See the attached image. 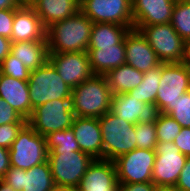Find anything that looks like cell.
Here are the masks:
<instances>
[{
    "instance_id": "obj_47",
    "label": "cell",
    "mask_w": 190,
    "mask_h": 191,
    "mask_svg": "<svg viewBox=\"0 0 190 191\" xmlns=\"http://www.w3.org/2000/svg\"><path fill=\"white\" fill-rule=\"evenodd\" d=\"M24 3H29L31 0H23Z\"/></svg>"
},
{
    "instance_id": "obj_43",
    "label": "cell",
    "mask_w": 190,
    "mask_h": 191,
    "mask_svg": "<svg viewBox=\"0 0 190 191\" xmlns=\"http://www.w3.org/2000/svg\"><path fill=\"white\" fill-rule=\"evenodd\" d=\"M183 63L190 69V40L185 42V57Z\"/></svg>"
},
{
    "instance_id": "obj_29",
    "label": "cell",
    "mask_w": 190,
    "mask_h": 191,
    "mask_svg": "<svg viewBox=\"0 0 190 191\" xmlns=\"http://www.w3.org/2000/svg\"><path fill=\"white\" fill-rule=\"evenodd\" d=\"M45 137L46 147L49 151H81L75 139L72 128L54 131Z\"/></svg>"
},
{
    "instance_id": "obj_27",
    "label": "cell",
    "mask_w": 190,
    "mask_h": 191,
    "mask_svg": "<svg viewBox=\"0 0 190 191\" xmlns=\"http://www.w3.org/2000/svg\"><path fill=\"white\" fill-rule=\"evenodd\" d=\"M161 79V64L154 69L148 70L143 75V81L128 94L136 97V100L146 104H155L156 95Z\"/></svg>"
},
{
    "instance_id": "obj_22",
    "label": "cell",
    "mask_w": 190,
    "mask_h": 191,
    "mask_svg": "<svg viewBox=\"0 0 190 191\" xmlns=\"http://www.w3.org/2000/svg\"><path fill=\"white\" fill-rule=\"evenodd\" d=\"M29 4L47 29L53 23L62 21L78 12L80 0H31Z\"/></svg>"
},
{
    "instance_id": "obj_2",
    "label": "cell",
    "mask_w": 190,
    "mask_h": 191,
    "mask_svg": "<svg viewBox=\"0 0 190 191\" xmlns=\"http://www.w3.org/2000/svg\"><path fill=\"white\" fill-rule=\"evenodd\" d=\"M112 93L104 75H93L72 89L75 116L99 118L111 110Z\"/></svg>"
},
{
    "instance_id": "obj_41",
    "label": "cell",
    "mask_w": 190,
    "mask_h": 191,
    "mask_svg": "<svg viewBox=\"0 0 190 191\" xmlns=\"http://www.w3.org/2000/svg\"><path fill=\"white\" fill-rule=\"evenodd\" d=\"M11 40L4 36H0V65L2 64L3 60L7 57V55L11 51Z\"/></svg>"
},
{
    "instance_id": "obj_19",
    "label": "cell",
    "mask_w": 190,
    "mask_h": 191,
    "mask_svg": "<svg viewBox=\"0 0 190 191\" xmlns=\"http://www.w3.org/2000/svg\"><path fill=\"white\" fill-rule=\"evenodd\" d=\"M46 28L29 3H23L16 12L13 20L11 42L47 40Z\"/></svg>"
},
{
    "instance_id": "obj_4",
    "label": "cell",
    "mask_w": 190,
    "mask_h": 191,
    "mask_svg": "<svg viewBox=\"0 0 190 191\" xmlns=\"http://www.w3.org/2000/svg\"><path fill=\"white\" fill-rule=\"evenodd\" d=\"M28 88L32 109L49 101L71 99L72 94V88L63 81L49 61L30 72Z\"/></svg>"
},
{
    "instance_id": "obj_18",
    "label": "cell",
    "mask_w": 190,
    "mask_h": 191,
    "mask_svg": "<svg viewBox=\"0 0 190 191\" xmlns=\"http://www.w3.org/2000/svg\"><path fill=\"white\" fill-rule=\"evenodd\" d=\"M118 185L114 161L95 159L76 189L77 191H117Z\"/></svg>"
},
{
    "instance_id": "obj_20",
    "label": "cell",
    "mask_w": 190,
    "mask_h": 191,
    "mask_svg": "<svg viewBox=\"0 0 190 191\" xmlns=\"http://www.w3.org/2000/svg\"><path fill=\"white\" fill-rule=\"evenodd\" d=\"M71 128L82 152L94 159H103L102 133L98 118L76 116Z\"/></svg>"
},
{
    "instance_id": "obj_30",
    "label": "cell",
    "mask_w": 190,
    "mask_h": 191,
    "mask_svg": "<svg viewBox=\"0 0 190 191\" xmlns=\"http://www.w3.org/2000/svg\"><path fill=\"white\" fill-rule=\"evenodd\" d=\"M157 140L161 142H173L181 132V125L168 114L160 113L155 121Z\"/></svg>"
},
{
    "instance_id": "obj_37",
    "label": "cell",
    "mask_w": 190,
    "mask_h": 191,
    "mask_svg": "<svg viewBox=\"0 0 190 191\" xmlns=\"http://www.w3.org/2000/svg\"><path fill=\"white\" fill-rule=\"evenodd\" d=\"M173 142L182 154L190 156V127H182Z\"/></svg>"
},
{
    "instance_id": "obj_1",
    "label": "cell",
    "mask_w": 190,
    "mask_h": 191,
    "mask_svg": "<svg viewBox=\"0 0 190 191\" xmlns=\"http://www.w3.org/2000/svg\"><path fill=\"white\" fill-rule=\"evenodd\" d=\"M93 22L80 10L46 30L49 53L87 52Z\"/></svg>"
},
{
    "instance_id": "obj_3",
    "label": "cell",
    "mask_w": 190,
    "mask_h": 191,
    "mask_svg": "<svg viewBox=\"0 0 190 191\" xmlns=\"http://www.w3.org/2000/svg\"><path fill=\"white\" fill-rule=\"evenodd\" d=\"M98 119L102 133L104 160L114 161L137 148L134 124L119 118L111 111Z\"/></svg>"
},
{
    "instance_id": "obj_45",
    "label": "cell",
    "mask_w": 190,
    "mask_h": 191,
    "mask_svg": "<svg viewBox=\"0 0 190 191\" xmlns=\"http://www.w3.org/2000/svg\"><path fill=\"white\" fill-rule=\"evenodd\" d=\"M155 191H179L175 187L156 186Z\"/></svg>"
},
{
    "instance_id": "obj_40",
    "label": "cell",
    "mask_w": 190,
    "mask_h": 191,
    "mask_svg": "<svg viewBox=\"0 0 190 191\" xmlns=\"http://www.w3.org/2000/svg\"><path fill=\"white\" fill-rule=\"evenodd\" d=\"M10 167L9 149L0 146V180L5 177Z\"/></svg>"
},
{
    "instance_id": "obj_32",
    "label": "cell",
    "mask_w": 190,
    "mask_h": 191,
    "mask_svg": "<svg viewBox=\"0 0 190 191\" xmlns=\"http://www.w3.org/2000/svg\"><path fill=\"white\" fill-rule=\"evenodd\" d=\"M30 70L19 60H17L11 53L3 60L0 65V73L10 76L15 79L28 81L30 77Z\"/></svg>"
},
{
    "instance_id": "obj_38",
    "label": "cell",
    "mask_w": 190,
    "mask_h": 191,
    "mask_svg": "<svg viewBox=\"0 0 190 191\" xmlns=\"http://www.w3.org/2000/svg\"><path fill=\"white\" fill-rule=\"evenodd\" d=\"M175 188L179 191H190V156L186 159Z\"/></svg>"
},
{
    "instance_id": "obj_10",
    "label": "cell",
    "mask_w": 190,
    "mask_h": 191,
    "mask_svg": "<svg viewBox=\"0 0 190 191\" xmlns=\"http://www.w3.org/2000/svg\"><path fill=\"white\" fill-rule=\"evenodd\" d=\"M79 10L93 23H114L134 28L132 0H80Z\"/></svg>"
},
{
    "instance_id": "obj_16",
    "label": "cell",
    "mask_w": 190,
    "mask_h": 191,
    "mask_svg": "<svg viewBox=\"0 0 190 191\" xmlns=\"http://www.w3.org/2000/svg\"><path fill=\"white\" fill-rule=\"evenodd\" d=\"M176 0H132L134 29L171 22Z\"/></svg>"
},
{
    "instance_id": "obj_15",
    "label": "cell",
    "mask_w": 190,
    "mask_h": 191,
    "mask_svg": "<svg viewBox=\"0 0 190 191\" xmlns=\"http://www.w3.org/2000/svg\"><path fill=\"white\" fill-rule=\"evenodd\" d=\"M119 118L131 124L155 122L160 114L156 104H146L128 93L112 96L111 110Z\"/></svg>"
},
{
    "instance_id": "obj_11",
    "label": "cell",
    "mask_w": 190,
    "mask_h": 191,
    "mask_svg": "<svg viewBox=\"0 0 190 191\" xmlns=\"http://www.w3.org/2000/svg\"><path fill=\"white\" fill-rule=\"evenodd\" d=\"M156 152L135 148L114 160L118 183L152 182Z\"/></svg>"
},
{
    "instance_id": "obj_7",
    "label": "cell",
    "mask_w": 190,
    "mask_h": 191,
    "mask_svg": "<svg viewBox=\"0 0 190 191\" xmlns=\"http://www.w3.org/2000/svg\"><path fill=\"white\" fill-rule=\"evenodd\" d=\"M190 91V69L183 63H161V79L155 104L168 114L175 102Z\"/></svg>"
},
{
    "instance_id": "obj_34",
    "label": "cell",
    "mask_w": 190,
    "mask_h": 191,
    "mask_svg": "<svg viewBox=\"0 0 190 191\" xmlns=\"http://www.w3.org/2000/svg\"><path fill=\"white\" fill-rule=\"evenodd\" d=\"M26 123H8L0 125V146L10 149L18 132Z\"/></svg>"
},
{
    "instance_id": "obj_14",
    "label": "cell",
    "mask_w": 190,
    "mask_h": 191,
    "mask_svg": "<svg viewBox=\"0 0 190 191\" xmlns=\"http://www.w3.org/2000/svg\"><path fill=\"white\" fill-rule=\"evenodd\" d=\"M2 181L15 191H48L55 185L48 160L28 170L10 167Z\"/></svg>"
},
{
    "instance_id": "obj_21",
    "label": "cell",
    "mask_w": 190,
    "mask_h": 191,
    "mask_svg": "<svg viewBox=\"0 0 190 191\" xmlns=\"http://www.w3.org/2000/svg\"><path fill=\"white\" fill-rule=\"evenodd\" d=\"M0 97L15 109L24 119L33 111L30 103L28 81L15 79L0 73Z\"/></svg>"
},
{
    "instance_id": "obj_36",
    "label": "cell",
    "mask_w": 190,
    "mask_h": 191,
    "mask_svg": "<svg viewBox=\"0 0 190 191\" xmlns=\"http://www.w3.org/2000/svg\"><path fill=\"white\" fill-rule=\"evenodd\" d=\"M16 9L0 10V36L11 39Z\"/></svg>"
},
{
    "instance_id": "obj_33",
    "label": "cell",
    "mask_w": 190,
    "mask_h": 191,
    "mask_svg": "<svg viewBox=\"0 0 190 191\" xmlns=\"http://www.w3.org/2000/svg\"><path fill=\"white\" fill-rule=\"evenodd\" d=\"M181 127H190V91L183 94L168 113Z\"/></svg>"
},
{
    "instance_id": "obj_13",
    "label": "cell",
    "mask_w": 190,
    "mask_h": 191,
    "mask_svg": "<svg viewBox=\"0 0 190 191\" xmlns=\"http://www.w3.org/2000/svg\"><path fill=\"white\" fill-rule=\"evenodd\" d=\"M48 61L72 89L94 75L87 52L49 53Z\"/></svg>"
},
{
    "instance_id": "obj_35",
    "label": "cell",
    "mask_w": 190,
    "mask_h": 191,
    "mask_svg": "<svg viewBox=\"0 0 190 191\" xmlns=\"http://www.w3.org/2000/svg\"><path fill=\"white\" fill-rule=\"evenodd\" d=\"M8 123H27V120L0 97V125Z\"/></svg>"
},
{
    "instance_id": "obj_44",
    "label": "cell",
    "mask_w": 190,
    "mask_h": 191,
    "mask_svg": "<svg viewBox=\"0 0 190 191\" xmlns=\"http://www.w3.org/2000/svg\"><path fill=\"white\" fill-rule=\"evenodd\" d=\"M48 191H77L76 188L73 187H65L60 185H54Z\"/></svg>"
},
{
    "instance_id": "obj_39",
    "label": "cell",
    "mask_w": 190,
    "mask_h": 191,
    "mask_svg": "<svg viewBox=\"0 0 190 191\" xmlns=\"http://www.w3.org/2000/svg\"><path fill=\"white\" fill-rule=\"evenodd\" d=\"M153 182L119 183L117 191H155Z\"/></svg>"
},
{
    "instance_id": "obj_26",
    "label": "cell",
    "mask_w": 190,
    "mask_h": 191,
    "mask_svg": "<svg viewBox=\"0 0 190 191\" xmlns=\"http://www.w3.org/2000/svg\"><path fill=\"white\" fill-rule=\"evenodd\" d=\"M130 28L114 23H93L88 49L121 44Z\"/></svg>"
},
{
    "instance_id": "obj_23",
    "label": "cell",
    "mask_w": 190,
    "mask_h": 191,
    "mask_svg": "<svg viewBox=\"0 0 190 191\" xmlns=\"http://www.w3.org/2000/svg\"><path fill=\"white\" fill-rule=\"evenodd\" d=\"M90 67L94 75H105L126 62L125 42L114 46L88 49Z\"/></svg>"
},
{
    "instance_id": "obj_42",
    "label": "cell",
    "mask_w": 190,
    "mask_h": 191,
    "mask_svg": "<svg viewBox=\"0 0 190 191\" xmlns=\"http://www.w3.org/2000/svg\"><path fill=\"white\" fill-rule=\"evenodd\" d=\"M24 3L23 0H0V10L16 9Z\"/></svg>"
},
{
    "instance_id": "obj_17",
    "label": "cell",
    "mask_w": 190,
    "mask_h": 191,
    "mask_svg": "<svg viewBox=\"0 0 190 191\" xmlns=\"http://www.w3.org/2000/svg\"><path fill=\"white\" fill-rule=\"evenodd\" d=\"M126 62L138 71L145 73L161 64L156 53L151 48L139 30L130 29L124 38Z\"/></svg>"
},
{
    "instance_id": "obj_6",
    "label": "cell",
    "mask_w": 190,
    "mask_h": 191,
    "mask_svg": "<svg viewBox=\"0 0 190 191\" xmlns=\"http://www.w3.org/2000/svg\"><path fill=\"white\" fill-rule=\"evenodd\" d=\"M10 166L28 170L46 162L48 150L45 137L37 133L28 123L18 132L9 149Z\"/></svg>"
},
{
    "instance_id": "obj_8",
    "label": "cell",
    "mask_w": 190,
    "mask_h": 191,
    "mask_svg": "<svg viewBox=\"0 0 190 191\" xmlns=\"http://www.w3.org/2000/svg\"><path fill=\"white\" fill-rule=\"evenodd\" d=\"M75 117L71 99H58L34 108L27 123L41 136H46L71 128Z\"/></svg>"
},
{
    "instance_id": "obj_46",
    "label": "cell",
    "mask_w": 190,
    "mask_h": 191,
    "mask_svg": "<svg viewBox=\"0 0 190 191\" xmlns=\"http://www.w3.org/2000/svg\"><path fill=\"white\" fill-rule=\"evenodd\" d=\"M0 191H15L11 186H8L4 181L0 180Z\"/></svg>"
},
{
    "instance_id": "obj_31",
    "label": "cell",
    "mask_w": 190,
    "mask_h": 191,
    "mask_svg": "<svg viewBox=\"0 0 190 191\" xmlns=\"http://www.w3.org/2000/svg\"><path fill=\"white\" fill-rule=\"evenodd\" d=\"M135 137H136L137 148L155 150L156 144L158 142L156 136L155 122L136 123Z\"/></svg>"
},
{
    "instance_id": "obj_5",
    "label": "cell",
    "mask_w": 190,
    "mask_h": 191,
    "mask_svg": "<svg viewBox=\"0 0 190 191\" xmlns=\"http://www.w3.org/2000/svg\"><path fill=\"white\" fill-rule=\"evenodd\" d=\"M47 160L55 185L77 188L95 159L82 151H49Z\"/></svg>"
},
{
    "instance_id": "obj_25",
    "label": "cell",
    "mask_w": 190,
    "mask_h": 191,
    "mask_svg": "<svg viewBox=\"0 0 190 191\" xmlns=\"http://www.w3.org/2000/svg\"><path fill=\"white\" fill-rule=\"evenodd\" d=\"M144 73L134 67L123 64L115 69L109 70L104 76L107 80L113 96L128 93L135 89L143 81Z\"/></svg>"
},
{
    "instance_id": "obj_28",
    "label": "cell",
    "mask_w": 190,
    "mask_h": 191,
    "mask_svg": "<svg viewBox=\"0 0 190 191\" xmlns=\"http://www.w3.org/2000/svg\"><path fill=\"white\" fill-rule=\"evenodd\" d=\"M170 24L185 42L190 40V0H176Z\"/></svg>"
},
{
    "instance_id": "obj_9",
    "label": "cell",
    "mask_w": 190,
    "mask_h": 191,
    "mask_svg": "<svg viewBox=\"0 0 190 191\" xmlns=\"http://www.w3.org/2000/svg\"><path fill=\"white\" fill-rule=\"evenodd\" d=\"M161 63H181L185 57V41L170 23L143 26L139 29Z\"/></svg>"
},
{
    "instance_id": "obj_24",
    "label": "cell",
    "mask_w": 190,
    "mask_h": 191,
    "mask_svg": "<svg viewBox=\"0 0 190 191\" xmlns=\"http://www.w3.org/2000/svg\"><path fill=\"white\" fill-rule=\"evenodd\" d=\"M10 53L30 71L36 70L48 61L47 40L13 42Z\"/></svg>"
},
{
    "instance_id": "obj_12",
    "label": "cell",
    "mask_w": 190,
    "mask_h": 191,
    "mask_svg": "<svg viewBox=\"0 0 190 191\" xmlns=\"http://www.w3.org/2000/svg\"><path fill=\"white\" fill-rule=\"evenodd\" d=\"M152 171V182L156 186L175 187L187 156L182 154L174 142L158 141Z\"/></svg>"
}]
</instances>
